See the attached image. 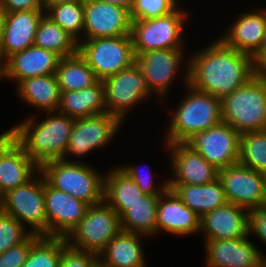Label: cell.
Here are the masks:
<instances>
[{
    "label": "cell",
    "mask_w": 266,
    "mask_h": 267,
    "mask_svg": "<svg viewBox=\"0 0 266 267\" xmlns=\"http://www.w3.org/2000/svg\"><path fill=\"white\" fill-rule=\"evenodd\" d=\"M37 234H31L25 241L15 245L0 254V267H22L32 244L39 238Z\"/></svg>",
    "instance_id": "39"
},
{
    "label": "cell",
    "mask_w": 266,
    "mask_h": 267,
    "mask_svg": "<svg viewBox=\"0 0 266 267\" xmlns=\"http://www.w3.org/2000/svg\"><path fill=\"white\" fill-rule=\"evenodd\" d=\"M200 216L186 206L177 194L167 189L159 196L156 231L173 235H191L200 232Z\"/></svg>",
    "instance_id": "24"
},
{
    "label": "cell",
    "mask_w": 266,
    "mask_h": 267,
    "mask_svg": "<svg viewBox=\"0 0 266 267\" xmlns=\"http://www.w3.org/2000/svg\"><path fill=\"white\" fill-rule=\"evenodd\" d=\"M55 74L60 91L81 90L99 80L78 52L61 57Z\"/></svg>",
    "instance_id": "31"
},
{
    "label": "cell",
    "mask_w": 266,
    "mask_h": 267,
    "mask_svg": "<svg viewBox=\"0 0 266 267\" xmlns=\"http://www.w3.org/2000/svg\"><path fill=\"white\" fill-rule=\"evenodd\" d=\"M223 36L226 45L256 58L266 43V10L242 13Z\"/></svg>",
    "instance_id": "22"
},
{
    "label": "cell",
    "mask_w": 266,
    "mask_h": 267,
    "mask_svg": "<svg viewBox=\"0 0 266 267\" xmlns=\"http://www.w3.org/2000/svg\"><path fill=\"white\" fill-rule=\"evenodd\" d=\"M261 267H266V258L262 256V265Z\"/></svg>",
    "instance_id": "49"
},
{
    "label": "cell",
    "mask_w": 266,
    "mask_h": 267,
    "mask_svg": "<svg viewBox=\"0 0 266 267\" xmlns=\"http://www.w3.org/2000/svg\"><path fill=\"white\" fill-rule=\"evenodd\" d=\"M185 143L218 170L238 164L240 134L224 122L195 132Z\"/></svg>",
    "instance_id": "11"
},
{
    "label": "cell",
    "mask_w": 266,
    "mask_h": 267,
    "mask_svg": "<svg viewBox=\"0 0 266 267\" xmlns=\"http://www.w3.org/2000/svg\"><path fill=\"white\" fill-rule=\"evenodd\" d=\"M251 233L266 243V205L249 210V234Z\"/></svg>",
    "instance_id": "41"
},
{
    "label": "cell",
    "mask_w": 266,
    "mask_h": 267,
    "mask_svg": "<svg viewBox=\"0 0 266 267\" xmlns=\"http://www.w3.org/2000/svg\"><path fill=\"white\" fill-rule=\"evenodd\" d=\"M218 178L223 185L228 203L248 210L266 205V189L262 172L238 163L219 169Z\"/></svg>",
    "instance_id": "12"
},
{
    "label": "cell",
    "mask_w": 266,
    "mask_h": 267,
    "mask_svg": "<svg viewBox=\"0 0 266 267\" xmlns=\"http://www.w3.org/2000/svg\"><path fill=\"white\" fill-rule=\"evenodd\" d=\"M45 15L79 41L84 30V0L61 3L46 9Z\"/></svg>",
    "instance_id": "35"
},
{
    "label": "cell",
    "mask_w": 266,
    "mask_h": 267,
    "mask_svg": "<svg viewBox=\"0 0 266 267\" xmlns=\"http://www.w3.org/2000/svg\"><path fill=\"white\" fill-rule=\"evenodd\" d=\"M73 1H77V0H42V3H43L44 10L46 12V9L48 7L61 4V3L73 2Z\"/></svg>",
    "instance_id": "45"
},
{
    "label": "cell",
    "mask_w": 266,
    "mask_h": 267,
    "mask_svg": "<svg viewBox=\"0 0 266 267\" xmlns=\"http://www.w3.org/2000/svg\"><path fill=\"white\" fill-rule=\"evenodd\" d=\"M101 2H106L109 4L117 5L120 7L128 8L130 10L133 0H96Z\"/></svg>",
    "instance_id": "43"
},
{
    "label": "cell",
    "mask_w": 266,
    "mask_h": 267,
    "mask_svg": "<svg viewBox=\"0 0 266 267\" xmlns=\"http://www.w3.org/2000/svg\"><path fill=\"white\" fill-rule=\"evenodd\" d=\"M98 259L97 253L78 250L66 243L62 248L59 267H94Z\"/></svg>",
    "instance_id": "38"
},
{
    "label": "cell",
    "mask_w": 266,
    "mask_h": 267,
    "mask_svg": "<svg viewBox=\"0 0 266 267\" xmlns=\"http://www.w3.org/2000/svg\"><path fill=\"white\" fill-rule=\"evenodd\" d=\"M60 92L57 110L62 114L77 119L107 113L102 80L81 90Z\"/></svg>",
    "instance_id": "25"
},
{
    "label": "cell",
    "mask_w": 266,
    "mask_h": 267,
    "mask_svg": "<svg viewBox=\"0 0 266 267\" xmlns=\"http://www.w3.org/2000/svg\"><path fill=\"white\" fill-rule=\"evenodd\" d=\"M255 63L257 71H259L266 64V43L263 50L255 58Z\"/></svg>",
    "instance_id": "44"
},
{
    "label": "cell",
    "mask_w": 266,
    "mask_h": 267,
    "mask_svg": "<svg viewBox=\"0 0 266 267\" xmlns=\"http://www.w3.org/2000/svg\"><path fill=\"white\" fill-rule=\"evenodd\" d=\"M66 239L40 236L31 246L22 267H59Z\"/></svg>",
    "instance_id": "33"
},
{
    "label": "cell",
    "mask_w": 266,
    "mask_h": 267,
    "mask_svg": "<svg viewBox=\"0 0 266 267\" xmlns=\"http://www.w3.org/2000/svg\"><path fill=\"white\" fill-rule=\"evenodd\" d=\"M206 264L208 267H261L259 249L248 236L242 239L206 241Z\"/></svg>",
    "instance_id": "21"
},
{
    "label": "cell",
    "mask_w": 266,
    "mask_h": 267,
    "mask_svg": "<svg viewBox=\"0 0 266 267\" xmlns=\"http://www.w3.org/2000/svg\"><path fill=\"white\" fill-rule=\"evenodd\" d=\"M263 180H264V186L266 189V169L262 172Z\"/></svg>",
    "instance_id": "48"
},
{
    "label": "cell",
    "mask_w": 266,
    "mask_h": 267,
    "mask_svg": "<svg viewBox=\"0 0 266 267\" xmlns=\"http://www.w3.org/2000/svg\"><path fill=\"white\" fill-rule=\"evenodd\" d=\"M159 196L144 194L139 201L127 206L120 216L121 230L140 236L155 234Z\"/></svg>",
    "instance_id": "30"
},
{
    "label": "cell",
    "mask_w": 266,
    "mask_h": 267,
    "mask_svg": "<svg viewBox=\"0 0 266 267\" xmlns=\"http://www.w3.org/2000/svg\"><path fill=\"white\" fill-rule=\"evenodd\" d=\"M182 54L183 50L160 49L144 52L136 57V64L152 94L164 97L163 95L169 91L179 63H182Z\"/></svg>",
    "instance_id": "19"
},
{
    "label": "cell",
    "mask_w": 266,
    "mask_h": 267,
    "mask_svg": "<svg viewBox=\"0 0 266 267\" xmlns=\"http://www.w3.org/2000/svg\"><path fill=\"white\" fill-rule=\"evenodd\" d=\"M200 51L187 62L189 84L220 100L258 73L253 56L236 51L220 38Z\"/></svg>",
    "instance_id": "1"
},
{
    "label": "cell",
    "mask_w": 266,
    "mask_h": 267,
    "mask_svg": "<svg viewBox=\"0 0 266 267\" xmlns=\"http://www.w3.org/2000/svg\"><path fill=\"white\" fill-rule=\"evenodd\" d=\"M200 231L205 241L246 238L250 235L249 210L227 202L200 218Z\"/></svg>",
    "instance_id": "18"
},
{
    "label": "cell",
    "mask_w": 266,
    "mask_h": 267,
    "mask_svg": "<svg viewBox=\"0 0 266 267\" xmlns=\"http://www.w3.org/2000/svg\"><path fill=\"white\" fill-rule=\"evenodd\" d=\"M103 85L107 113L118 117L122 122L131 106H135L143 99L146 100V97L151 95L136 62L129 68L104 79Z\"/></svg>",
    "instance_id": "10"
},
{
    "label": "cell",
    "mask_w": 266,
    "mask_h": 267,
    "mask_svg": "<svg viewBox=\"0 0 266 267\" xmlns=\"http://www.w3.org/2000/svg\"><path fill=\"white\" fill-rule=\"evenodd\" d=\"M184 77L186 87H189L188 96L172 113L166 144L185 142L195 132L208 130L222 122L221 100L189 84V65Z\"/></svg>",
    "instance_id": "3"
},
{
    "label": "cell",
    "mask_w": 266,
    "mask_h": 267,
    "mask_svg": "<svg viewBox=\"0 0 266 267\" xmlns=\"http://www.w3.org/2000/svg\"><path fill=\"white\" fill-rule=\"evenodd\" d=\"M25 225L0 209V254L25 241L32 233Z\"/></svg>",
    "instance_id": "37"
},
{
    "label": "cell",
    "mask_w": 266,
    "mask_h": 267,
    "mask_svg": "<svg viewBox=\"0 0 266 267\" xmlns=\"http://www.w3.org/2000/svg\"><path fill=\"white\" fill-rule=\"evenodd\" d=\"M222 122L239 134L266 130V80L257 73L221 100Z\"/></svg>",
    "instance_id": "4"
},
{
    "label": "cell",
    "mask_w": 266,
    "mask_h": 267,
    "mask_svg": "<svg viewBox=\"0 0 266 267\" xmlns=\"http://www.w3.org/2000/svg\"><path fill=\"white\" fill-rule=\"evenodd\" d=\"M86 40L131 35L132 20L128 8L96 0H84Z\"/></svg>",
    "instance_id": "15"
},
{
    "label": "cell",
    "mask_w": 266,
    "mask_h": 267,
    "mask_svg": "<svg viewBox=\"0 0 266 267\" xmlns=\"http://www.w3.org/2000/svg\"><path fill=\"white\" fill-rule=\"evenodd\" d=\"M168 187L200 217L227 203L223 185L219 178L208 184H168Z\"/></svg>",
    "instance_id": "27"
},
{
    "label": "cell",
    "mask_w": 266,
    "mask_h": 267,
    "mask_svg": "<svg viewBox=\"0 0 266 267\" xmlns=\"http://www.w3.org/2000/svg\"><path fill=\"white\" fill-rule=\"evenodd\" d=\"M94 267H104L99 262Z\"/></svg>",
    "instance_id": "52"
},
{
    "label": "cell",
    "mask_w": 266,
    "mask_h": 267,
    "mask_svg": "<svg viewBox=\"0 0 266 267\" xmlns=\"http://www.w3.org/2000/svg\"><path fill=\"white\" fill-rule=\"evenodd\" d=\"M47 113L49 117L42 122L34 123L32 116L7 130L39 167L47 161L63 159L75 120L58 111Z\"/></svg>",
    "instance_id": "2"
},
{
    "label": "cell",
    "mask_w": 266,
    "mask_h": 267,
    "mask_svg": "<svg viewBox=\"0 0 266 267\" xmlns=\"http://www.w3.org/2000/svg\"><path fill=\"white\" fill-rule=\"evenodd\" d=\"M258 73L266 80V64L258 71Z\"/></svg>",
    "instance_id": "47"
},
{
    "label": "cell",
    "mask_w": 266,
    "mask_h": 267,
    "mask_svg": "<svg viewBox=\"0 0 266 267\" xmlns=\"http://www.w3.org/2000/svg\"><path fill=\"white\" fill-rule=\"evenodd\" d=\"M33 45L53 51L61 57L78 52V41L45 14L37 26Z\"/></svg>",
    "instance_id": "32"
},
{
    "label": "cell",
    "mask_w": 266,
    "mask_h": 267,
    "mask_svg": "<svg viewBox=\"0 0 266 267\" xmlns=\"http://www.w3.org/2000/svg\"><path fill=\"white\" fill-rule=\"evenodd\" d=\"M120 231V216L103 201L90 205L84 218L65 239L73 248L99 254Z\"/></svg>",
    "instance_id": "7"
},
{
    "label": "cell",
    "mask_w": 266,
    "mask_h": 267,
    "mask_svg": "<svg viewBox=\"0 0 266 267\" xmlns=\"http://www.w3.org/2000/svg\"><path fill=\"white\" fill-rule=\"evenodd\" d=\"M175 178L168 184L202 185L219 177V170L185 142L167 143Z\"/></svg>",
    "instance_id": "16"
},
{
    "label": "cell",
    "mask_w": 266,
    "mask_h": 267,
    "mask_svg": "<svg viewBox=\"0 0 266 267\" xmlns=\"http://www.w3.org/2000/svg\"><path fill=\"white\" fill-rule=\"evenodd\" d=\"M35 169V170H34ZM40 167L25 153L14 137L5 131L0 135V185L2 199L9 190L31 180Z\"/></svg>",
    "instance_id": "17"
},
{
    "label": "cell",
    "mask_w": 266,
    "mask_h": 267,
    "mask_svg": "<svg viewBox=\"0 0 266 267\" xmlns=\"http://www.w3.org/2000/svg\"><path fill=\"white\" fill-rule=\"evenodd\" d=\"M121 123L118 117L109 113L75 119L63 160L68 154L80 157L106 145L118 132Z\"/></svg>",
    "instance_id": "13"
},
{
    "label": "cell",
    "mask_w": 266,
    "mask_h": 267,
    "mask_svg": "<svg viewBox=\"0 0 266 267\" xmlns=\"http://www.w3.org/2000/svg\"><path fill=\"white\" fill-rule=\"evenodd\" d=\"M177 0H133L130 8V18L132 21H140L162 17L174 12Z\"/></svg>",
    "instance_id": "36"
},
{
    "label": "cell",
    "mask_w": 266,
    "mask_h": 267,
    "mask_svg": "<svg viewBox=\"0 0 266 267\" xmlns=\"http://www.w3.org/2000/svg\"><path fill=\"white\" fill-rule=\"evenodd\" d=\"M120 168L129 175L144 194L161 195L169 188L168 182H163L164 184L159 186V189L155 188L151 172L147 173V175L143 174L141 171L142 169L139 170V168L134 166H123Z\"/></svg>",
    "instance_id": "40"
},
{
    "label": "cell",
    "mask_w": 266,
    "mask_h": 267,
    "mask_svg": "<svg viewBox=\"0 0 266 267\" xmlns=\"http://www.w3.org/2000/svg\"><path fill=\"white\" fill-rule=\"evenodd\" d=\"M47 236L66 238L84 218L89 205L51 187L44 178Z\"/></svg>",
    "instance_id": "14"
},
{
    "label": "cell",
    "mask_w": 266,
    "mask_h": 267,
    "mask_svg": "<svg viewBox=\"0 0 266 267\" xmlns=\"http://www.w3.org/2000/svg\"><path fill=\"white\" fill-rule=\"evenodd\" d=\"M144 193L120 167L104 177L103 201L121 216L127 206L139 201Z\"/></svg>",
    "instance_id": "29"
},
{
    "label": "cell",
    "mask_w": 266,
    "mask_h": 267,
    "mask_svg": "<svg viewBox=\"0 0 266 267\" xmlns=\"http://www.w3.org/2000/svg\"><path fill=\"white\" fill-rule=\"evenodd\" d=\"M2 201V188H1V185H0V202Z\"/></svg>",
    "instance_id": "51"
},
{
    "label": "cell",
    "mask_w": 266,
    "mask_h": 267,
    "mask_svg": "<svg viewBox=\"0 0 266 267\" xmlns=\"http://www.w3.org/2000/svg\"><path fill=\"white\" fill-rule=\"evenodd\" d=\"M2 77V63L0 62V78Z\"/></svg>",
    "instance_id": "50"
},
{
    "label": "cell",
    "mask_w": 266,
    "mask_h": 267,
    "mask_svg": "<svg viewBox=\"0 0 266 267\" xmlns=\"http://www.w3.org/2000/svg\"><path fill=\"white\" fill-rule=\"evenodd\" d=\"M78 53L102 81L136 62L131 35L80 40Z\"/></svg>",
    "instance_id": "6"
},
{
    "label": "cell",
    "mask_w": 266,
    "mask_h": 267,
    "mask_svg": "<svg viewBox=\"0 0 266 267\" xmlns=\"http://www.w3.org/2000/svg\"><path fill=\"white\" fill-rule=\"evenodd\" d=\"M0 6L7 12L44 10L42 0H0Z\"/></svg>",
    "instance_id": "42"
},
{
    "label": "cell",
    "mask_w": 266,
    "mask_h": 267,
    "mask_svg": "<svg viewBox=\"0 0 266 267\" xmlns=\"http://www.w3.org/2000/svg\"><path fill=\"white\" fill-rule=\"evenodd\" d=\"M31 179L4 194L1 210L15 217L22 224L32 227L31 233L47 236V218L45 212L44 177Z\"/></svg>",
    "instance_id": "9"
},
{
    "label": "cell",
    "mask_w": 266,
    "mask_h": 267,
    "mask_svg": "<svg viewBox=\"0 0 266 267\" xmlns=\"http://www.w3.org/2000/svg\"><path fill=\"white\" fill-rule=\"evenodd\" d=\"M238 163L259 172L266 169V130L240 134Z\"/></svg>",
    "instance_id": "34"
},
{
    "label": "cell",
    "mask_w": 266,
    "mask_h": 267,
    "mask_svg": "<svg viewBox=\"0 0 266 267\" xmlns=\"http://www.w3.org/2000/svg\"><path fill=\"white\" fill-rule=\"evenodd\" d=\"M45 10L7 12L0 47V62L3 64L10 56L34 43L40 19Z\"/></svg>",
    "instance_id": "23"
},
{
    "label": "cell",
    "mask_w": 266,
    "mask_h": 267,
    "mask_svg": "<svg viewBox=\"0 0 266 267\" xmlns=\"http://www.w3.org/2000/svg\"><path fill=\"white\" fill-rule=\"evenodd\" d=\"M17 90L23 101L38 109L46 112H56L58 109L61 92L56 74L21 80Z\"/></svg>",
    "instance_id": "28"
},
{
    "label": "cell",
    "mask_w": 266,
    "mask_h": 267,
    "mask_svg": "<svg viewBox=\"0 0 266 267\" xmlns=\"http://www.w3.org/2000/svg\"><path fill=\"white\" fill-rule=\"evenodd\" d=\"M60 59L57 53L32 45L13 54L2 64V77L19 83L28 78L55 74Z\"/></svg>",
    "instance_id": "20"
},
{
    "label": "cell",
    "mask_w": 266,
    "mask_h": 267,
    "mask_svg": "<svg viewBox=\"0 0 266 267\" xmlns=\"http://www.w3.org/2000/svg\"><path fill=\"white\" fill-rule=\"evenodd\" d=\"M98 258L104 267H146L139 234L122 230L98 254Z\"/></svg>",
    "instance_id": "26"
},
{
    "label": "cell",
    "mask_w": 266,
    "mask_h": 267,
    "mask_svg": "<svg viewBox=\"0 0 266 267\" xmlns=\"http://www.w3.org/2000/svg\"><path fill=\"white\" fill-rule=\"evenodd\" d=\"M45 181L56 190L65 192L90 205L103 202L104 177L88 164L56 159L40 166Z\"/></svg>",
    "instance_id": "5"
},
{
    "label": "cell",
    "mask_w": 266,
    "mask_h": 267,
    "mask_svg": "<svg viewBox=\"0 0 266 267\" xmlns=\"http://www.w3.org/2000/svg\"><path fill=\"white\" fill-rule=\"evenodd\" d=\"M186 12L177 8L162 17L132 21L131 37L134 53L137 57L144 52L160 49H182V32Z\"/></svg>",
    "instance_id": "8"
},
{
    "label": "cell",
    "mask_w": 266,
    "mask_h": 267,
    "mask_svg": "<svg viewBox=\"0 0 266 267\" xmlns=\"http://www.w3.org/2000/svg\"><path fill=\"white\" fill-rule=\"evenodd\" d=\"M6 14L7 13L0 6V47H1V41H2V36L4 32L5 22H6Z\"/></svg>",
    "instance_id": "46"
}]
</instances>
